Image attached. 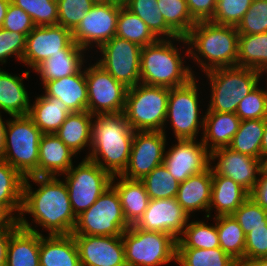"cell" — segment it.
<instances>
[{"mask_svg": "<svg viewBox=\"0 0 267 266\" xmlns=\"http://www.w3.org/2000/svg\"><path fill=\"white\" fill-rule=\"evenodd\" d=\"M18 223L8 243L6 266H40V232L24 216H19Z\"/></svg>", "mask_w": 267, "mask_h": 266, "instance_id": "obj_21", "label": "cell"}, {"mask_svg": "<svg viewBox=\"0 0 267 266\" xmlns=\"http://www.w3.org/2000/svg\"><path fill=\"white\" fill-rule=\"evenodd\" d=\"M14 231L15 230L0 231V266H6L7 247Z\"/></svg>", "mask_w": 267, "mask_h": 266, "instance_id": "obj_55", "label": "cell"}, {"mask_svg": "<svg viewBox=\"0 0 267 266\" xmlns=\"http://www.w3.org/2000/svg\"><path fill=\"white\" fill-rule=\"evenodd\" d=\"M116 36L134 42L141 47L152 44L158 40L145 22L128 10L124 5H122L119 10Z\"/></svg>", "mask_w": 267, "mask_h": 266, "instance_id": "obj_38", "label": "cell"}, {"mask_svg": "<svg viewBox=\"0 0 267 266\" xmlns=\"http://www.w3.org/2000/svg\"><path fill=\"white\" fill-rule=\"evenodd\" d=\"M232 216L246 235L252 229L267 226V212L249 197Z\"/></svg>", "mask_w": 267, "mask_h": 266, "instance_id": "obj_47", "label": "cell"}, {"mask_svg": "<svg viewBox=\"0 0 267 266\" xmlns=\"http://www.w3.org/2000/svg\"><path fill=\"white\" fill-rule=\"evenodd\" d=\"M261 257H267V226L252 229L245 235L244 266Z\"/></svg>", "mask_w": 267, "mask_h": 266, "instance_id": "obj_50", "label": "cell"}, {"mask_svg": "<svg viewBox=\"0 0 267 266\" xmlns=\"http://www.w3.org/2000/svg\"><path fill=\"white\" fill-rule=\"evenodd\" d=\"M84 53V48L72 42L62 53H56L40 63L34 71L40 74L42 84L74 75L84 66Z\"/></svg>", "mask_w": 267, "mask_h": 266, "instance_id": "obj_26", "label": "cell"}, {"mask_svg": "<svg viewBox=\"0 0 267 266\" xmlns=\"http://www.w3.org/2000/svg\"><path fill=\"white\" fill-rule=\"evenodd\" d=\"M117 177L120 180L115 182ZM111 186L118 193L127 223L135 225L147 209L150 200L144 183L141 180H131L117 175L112 177Z\"/></svg>", "mask_w": 267, "mask_h": 266, "instance_id": "obj_27", "label": "cell"}, {"mask_svg": "<svg viewBox=\"0 0 267 266\" xmlns=\"http://www.w3.org/2000/svg\"><path fill=\"white\" fill-rule=\"evenodd\" d=\"M220 247L216 223L213 226L202 221H191L176 242V248L212 249Z\"/></svg>", "mask_w": 267, "mask_h": 266, "instance_id": "obj_40", "label": "cell"}, {"mask_svg": "<svg viewBox=\"0 0 267 266\" xmlns=\"http://www.w3.org/2000/svg\"><path fill=\"white\" fill-rule=\"evenodd\" d=\"M32 18L20 7L10 2L2 28L11 32H18L26 36L35 28Z\"/></svg>", "mask_w": 267, "mask_h": 266, "instance_id": "obj_51", "label": "cell"}, {"mask_svg": "<svg viewBox=\"0 0 267 266\" xmlns=\"http://www.w3.org/2000/svg\"><path fill=\"white\" fill-rule=\"evenodd\" d=\"M150 199L175 198L180 183L168 172L164 164L157 166L141 180Z\"/></svg>", "mask_w": 267, "mask_h": 266, "instance_id": "obj_42", "label": "cell"}, {"mask_svg": "<svg viewBox=\"0 0 267 266\" xmlns=\"http://www.w3.org/2000/svg\"><path fill=\"white\" fill-rule=\"evenodd\" d=\"M237 66L267 71V32L239 35Z\"/></svg>", "mask_w": 267, "mask_h": 266, "instance_id": "obj_34", "label": "cell"}, {"mask_svg": "<svg viewBox=\"0 0 267 266\" xmlns=\"http://www.w3.org/2000/svg\"><path fill=\"white\" fill-rule=\"evenodd\" d=\"M70 113L60 99L41 95L31 104L28 116L43 134H55Z\"/></svg>", "mask_w": 267, "mask_h": 266, "instance_id": "obj_31", "label": "cell"}, {"mask_svg": "<svg viewBox=\"0 0 267 266\" xmlns=\"http://www.w3.org/2000/svg\"><path fill=\"white\" fill-rule=\"evenodd\" d=\"M217 159V164L212 165V175L231 178L240 184L249 193L258 181L260 172L265 168V163L258 158L235 152L229 147H221L210 153V164Z\"/></svg>", "mask_w": 267, "mask_h": 266, "instance_id": "obj_17", "label": "cell"}, {"mask_svg": "<svg viewBox=\"0 0 267 266\" xmlns=\"http://www.w3.org/2000/svg\"><path fill=\"white\" fill-rule=\"evenodd\" d=\"M212 193L211 166L202 173L190 176L179 185L176 199L190 216L194 211H204L209 218V206Z\"/></svg>", "mask_w": 267, "mask_h": 266, "instance_id": "obj_23", "label": "cell"}, {"mask_svg": "<svg viewBox=\"0 0 267 266\" xmlns=\"http://www.w3.org/2000/svg\"><path fill=\"white\" fill-rule=\"evenodd\" d=\"M250 197L261 208L267 211V169L264 168L259 175L258 181L250 192Z\"/></svg>", "mask_w": 267, "mask_h": 266, "instance_id": "obj_53", "label": "cell"}, {"mask_svg": "<svg viewBox=\"0 0 267 266\" xmlns=\"http://www.w3.org/2000/svg\"><path fill=\"white\" fill-rule=\"evenodd\" d=\"M203 144L211 153L215 149L228 147L239 129L241 119L236 113L205 112Z\"/></svg>", "mask_w": 267, "mask_h": 266, "instance_id": "obj_29", "label": "cell"}, {"mask_svg": "<svg viewBox=\"0 0 267 266\" xmlns=\"http://www.w3.org/2000/svg\"><path fill=\"white\" fill-rule=\"evenodd\" d=\"M45 96L60 99L72 112L87 111L88 90L85 69L74 75L52 80L42 85Z\"/></svg>", "mask_w": 267, "mask_h": 266, "instance_id": "obj_22", "label": "cell"}, {"mask_svg": "<svg viewBox=\"0 0 267 266\" xmlns=\"http://www.w3.org/2000/svg\"><path fill=\"white\" fill-rule=\"evenodd\" d=\"M175 262L181 266H240L220 247L212 249L176 248Z\"/></svg>", "mask_w": 267, "mask_h": 266, "instance_id": "obj_39", "label": "cell"}, {"mask_svg": "<svg viewBox=\"0 0 267 266\" xmlns=\"http://www.w3.org/2000/svg\"><path fill=\"white\" fill-rule=\"evenodd\" d=\"M42 132L29 116L7 120L3 161L24 178L39 176V142Z\"/></svg>", "mask_w": 267, "mask_h": 266, "instance_id": "obj_7", "label": "cell"}, {"mask_svg": "<svg viewBox=\"0 0 267 266\" xmlns=\"http://www.w3.org/2000/svg\"><path fill=\"white\" fill-rule=\"evenodd\" d=\"M129 227L118 193L110 186L92 206L77 216L72 234L122 236Z\"/></svg>", "mask_w": 267, "mask_h": 266, "instance_id": "obj_9", "label": "cell"}, {"mask_svg": "<svg viewBox=\"0 0 267 266\" xmlns=\"http://www.w3.org/2000/svg\"><path fill=\"white\" fill-rule=\"evenodd\" d=\"M252 2L253 0H217L216 10L210 21L236 27Z\"/></svg>", "mask_w": 267, "mask_h": 266, "instance_id": "obj_45", "label": "cell"}, {"mask_svg": "<svg viewBox=\"0 0 267 266\" xmlns=\"http://www.w3.org/2000/svg\"><path fill=\"white\" fill-rule=\"evenodd\" d=\"M122 5L117 2L94 4L72 31L73 42L87 51L88 48H93L91 47L93 44L99 48L115 37L117 19Z\"/></svg>", "mask_w": 267, "mask_h": 266, "instance_id": "obj_14", "label": "cell"}, {"mask_svg": "<svg viewBox=\"0 0 267 266\" xmlns=\"http://www.w3.org/2000/svg\"><path fill=\"white\" fill-rule=\"evenodd\" d=\"M24 180L8 162L0 161V205L15 213L14 216L18 214V218L22 209Z\"/></svg>", "mask_w": 267, "mask_h": 266, "instance_id": "obj_35", "label": "cell"}, {"mask_svg": "<svg viewBox=\"0 0 267 266\" xmlns=\"http://www.w3.org/2000/svg\"><path fill=\"white\" fill-rule=\"evenodd\" d=\"M87 111L94 115L122 113L128 88L97 63L85 68Z\"/></svg>", "mask_w": 267, "mask_h": 266, "instance_id": "obj_12", "label": "cell"}, {"mask_svg": "<svg viewBox=\"0 0 267 266\" xmlns=\"http://www.w3.org/2000/svg\"><path fill=\"white\" fill-rule=\"evenodd\" d=\"M250 193L231 178L212 175V193L210 211L216 210L215 216L232 215L248 198Z\"/></svg>", "mask_w": 267, "mask_h": 266, "instance_id": "obj_30", "label": "cell"}, {"mask_svg": "<svg viewBox=\"0 0 267 266\" xmlns=\"http://www.w3.org/2000/svg\"><path fill=\"white\" fill-rule=\"evenodd\" d=\"M10 2L11 0H0V28L3 25L4 18L6 16V11Z\"/></svg>", "mask_w": 267, "mask_h": 266, "instance_id": "obj_58", "label": "cell"}, {"mask_svg": "<svg viewBox=\"0 0 267 266\" xmlns=\"http://www.w3.org/2000/svg\"><path fill=\"white\" fill-rule=\"evenodd\" d=\"M173 40V41H171ZM188 44L186 37L158 39L142 47L140 55V83L168 88L187 84L196 77L191 67L184 65V56L172 42ZM183 58V59H182Z\"/></svg>", "mask_w": 267, "mask_h": 266, "instance_id": "obj_4", "label": "cell"}, {"mask_svg": "<svg viewBox=\"0 0 267 266\" xmlns=\"http://www.w3.org/2000/svg\"><path fill=\"white\" fill-rule=\"evenodd\" d=\"M31 18L35 26L58 24L57 0H11Z\"/></svg>", "mask_w": 267, "mask_h": 266, "instance_id": "obj_43", "label": "cell"}, {"mask_svg": "<svg viewBox=\"0 0 267 266\" xmlns=\"http://www.w3.org/2000/svg\"><path fill=\"white\" fill-rule=\"evenodd\" d=\"M191 17L196 21H210L215 13L217 0H186Z\"/></svg>", "mask_w": 267, "mask_h": 266, "instance_id": "obj_52", "label": "cell"}, {"mask_svg": "<svg viewBox=\"0 0 267 266\" xmlns=\"http://www.w3.org/2000/svg\"><path fill=\"white\" fill-rule=\"evenodd\" d=\"M245 266H267V257H261L249 261Z\"/></svg>", "mask_w": 267, "mask_h": 266, "instance_id": "obj_59", "label": "cell"}, {"mask_svg": "<svg viewBox=\"0 0 267 266\" xmlns=\"http://www.w3.org/2000/svg\"><path fill=\"white\" fill-rule=\"evenodd\" d=\"M166 24L180 37H186L197 23L190 15L186 0H157Z\"/></svg>", "mask_w": 267, "mask_h": 266, "instance_id": "obj_41", "label": "cell"}, {"mask_svg": "<svg viewBox=\"0 0 267 266\" xmlns=\"http://www.w3.org/2000/svg\"><path fill=\"white\" fill-rule=\"evenodd\" d=\"M65 175L72 211L79 216L92 206L110 186L112 176L87 158L74 165Z\"/></svg>", "mask_w": 267, "mask_h": 266, "instance_id": "obj_10", "label": "cell"}, {"mask_svg": "<svg viewBox=\"0 0 267 266\" xmlns=\"http://www.w3.org/2000/svg\"><path fill=\"white\" fill-rule=\"evenodd\" d=\"M197 79L187 84L170 88L165 125L170 120L176 139H196L204 129V116L200 119ZM200 127V129H199Z\"/></svg>", "mask_w": 267, "mask_h": 266, "instance_id": "obj_11", "label": "cell"}, {"mask_svg": "<svg viewBox=\"0 0 267 266\" xmlns=\"http://www.w3.org/2000/svg\"><path fill=\"white\" fill-rule=\"evenodd\" d=\"M170 88L142 83L128 88L124 115L134 131H163Z\"/></svg>", "mask_w": 267, "mask_h": 266, "instance_id": "obj_6", "label": "cell"}, {"mask_svg": "<svg viewBox=\"0 0 267 266\" xmlns=\"http://www.w3.org/2000/svg\"><path fill=\"white\" fill-rule=\"evenodd\" d=\"M189 218L176 197L150 199L147 209L135 226L144 231L167 233L177 241L190 221Z\"/></svg>", "mask_w": 267, "mask_h": 266, "instance_id": "obj_18", "label": "cell"}, {"mask_svg": "<svg viewBox=\"0 0 267 266\" xmlns=\"http://www.w3.org/2000/svg\"><path fill=\"white\" fill-rule=\"evenodd\" d=\"M265 119L243 120L229 148L235 152L261 159V142Z\"/></svg>", "mask_w": 267, "mask_h": 266, "instance_id": "obj_36", "label": "cell"}, {"mask_svg": "<svg viewBox=\"0 0 267 266\" xmlns=\"http://www.w3.org/2000/svg\"><path fill=\"white\" fill-rule=\"evenodd\" d=\"M38 185L32 190L29 182ZM33 216L36 226H42L48 235L72 234L77 217L72 211L69 193L64 181L57 176H30L23 185V202L20 216Z\"/></svg>", "mask_w": 267, "mask_h": 266, "instance_id": "obj_1", "label": "cell"}, {"mask_svg": "<svg viewBox=\"0 0 267 266\" xmlns=\"http://www.w3.org/2000/svg\"><path fill=\"white\" fill-rule=\"evenodd\" d=\"M93 5L91 0H57L58 25L73 31Z\"/></svg>", "mask_w": 267, "mask_h": 266, "instance_id": "obj_46", "label": "cell"}, {"mask_svg": "<svg viewBox=\"0 0 267 266\" xmlns=\"http://www.w3.org/2000/svg\"><path fill=\"white\" fill-rule=\"evenodd\" d=\"M93 4H107L108 2H113L112 0H91Z\"/></svg>", "mask_w": 267, "mask_h": 266, "instance_id": "obj_60", "label": "cell"}, {"mask_svg": "<svg viewBox=\"0 0 267 266\" xmlns=\"http://www.w3.org/2000/svg\"><path fill=\"white\" fill-rule=\"evenodd\" d=\"M27 36L0 28V63H6L12 55L22 62L26 49Z\"/></svg>", "mask_w": 267, "mask_h": 266, "instance_id": "obj_49", "label": "cell"}, {"mask_svg": "<svg viewBox=\"0 0 267 266\" xmlns=\"http://www.w3.org/2000/svg\"><path fill=\"white\" fill-rule=\"evenodd\" d=\"M18 227V216H13L5 206L0 205V231L16 230Z\"/></svg>", "mask_w": 267, "mask_h": 266, "instance_id": "obj_54", "label": "cell"}, {"mask_svg": "<svg viewBox=\"0 0 267 266\" xmlns=\"http://www.w3.org/2000/svg\"><path fill=\"white\" fill-rule=\"evenodd\" d=\"M236 115L243 120L267 118V94L259 85L239 102Z\"/></svg>", "mask_w": 267, "mask_h": 266, "instance_id": "obj_48", "label": "cell"}, {"mask_svg": "<svg viewBox=\"0 0 267 266\" xmlns=\"http://www.w3.org/2000/svg\"><path fill=\"white\" fill-rule=\"evenodd\" d=\"M261 160L267 162V118L265 119L264 134L261 142Z\"/></svg>", "mask_w": 267, "mask_h": 266, "instance_id": "obj_57", "label": "cell"}, {"mask_svg": "<svg viewBox=\"0 0 267 266\" xmlns=\"http://www.w3.org/2000/svg\"><path fill=\"white\" fill-rule=\"evenodd\" d=\"M113 2L124 4L127 0H112Z\"/></svg>", "mask_w": 267, "mask_h": 266, "instance_id": "obj_61", "label": "cell"}, {"mask_svg": "<svg viewBox=\"0 0 267 266\" xmlns=\"http://www.w3.org/2000/svg\"><path fill=\"white\" fill-rule=\"evenodd\" d=\"M211 87L206 112L236 113L239 102L258 85L262 72L240 66L216 68L205 72Z\"/></svg>", "mask_w": 267, "mask_h": 266, "instance_id": "obj_5", "label": "cell"}, {"mask_svg": "<svg viewBox=\"0 0 267 266\" xmlns=\"http://www.w3.org/2000/svg\"><path fill=\"white\" fill-rule=\"evenodd\" d=\"M94 116L88 111L68 114L64 123L56 131L60 140L74 153L78 154L92 143V122Z\"/></svg>", "mask_w": 267, "mask_h": 266, "instance_id": "obj_32", "label": "cell"}, {"mask_svg": "<svg viewBox=\"0 0 267 266\" xmlns=\"http://www.w3.org/2000/svg\"><path fill=\"white\" fill-rule=\"evenodd\" d=\"M186 40V55H191L203 72L237 66L239 33L235 26L198 21Z\"/></svg>", "mask_w": 267, "mask_h": 266, "instance_id": "obj_3", "label": "cell"}, {"mask_svg": "<svg viewBox=\"0 0 267 266\" xmlns=\"http://www.w3.org/2000/svg\"><path fill=\"white\" fill-rule=\"evenodd\" d=\"M126 266H162L176 261V240L167 233L144 231L135 225L122 234Z\"/></svg>", "mask_w": 267, "mask_h": 266, "instance_id": "obj_8", "label": "cell"}, {"mask_svg": "<svg viewBox=\"0 0 267 266\" xmlns=\"http://www.w3.org/2000/svg\"><path fill=\"white\" fill-rule=\"evenodd\" d=\"M76 156L55 134H42L39 142V176H60L73 166Z\"/></svg>", "mask_w": 267, "mask_h": 266, "instance_id": "obj_24", "label": "cell"}, {"mask_svg": "<svg viewBox=\"0 0 267 266\" xmlns=\"http://www.w3.org/2000/svg\"><path fill=\"white\" fill-rule=\"evenodd\" d=\"M98 49L103 57L96 63L114 79L127 88L140 83V45L115 36Z\"/></svg>", "mask_w": 267, "mask_h": 266, "instance_id": "obj_13", "label": "cell"}, {"mask_svg": "<svg viewBox=\"0 0 267 266\" xmlns=\"http://www.w3.org/2000/svg\"><path fill=\"white\" fill-rule=\"evenodd\" d=\"M94 118L92 151L85 158L98 164L112 177L121 175L129 161L135 131L123 112L94 115Z\"/></svg>", "mask_w": 267, "mask_h": 266, "instance_id": "obj_2", "label": "cell"}, {"mask_svg": "<svg viewBox=\"0 0 267 266\" xmlns=\"http://www.w3.org/2000/svg\"><path fill=\"white\" fill-rule=\"evenodd\" d=\"M236 28L239 35L267 32V0H253Z\"/></svg>", "mask_w": 267, "mask_h": 266, "instance_id": "obj_44", "label": "cell"}, {"mask_svg": "<svg viewBox=\"0 0 267 266\" xmlns=\"http://www.w3.org/2000/svg\"><path fill=\"white\" fill-rule=\"evenodd\" d=\"M73 236L81 266H126L122 236Z\"/></svg>", "mask_w": 267, "mask_h": 266, "instance_id": "obj_20", "label": "cell"}, {"mask_svg": "<svg viewBox=\"0 0 267 266\" xmlns=\"http://www.w3.org/2000/svg\"><path fill=\"white\" fill-rule=\"evenodd\" d=\"M164 166L179 183L210 167V152L202 139H177V144L165 152Z\"/></svg>", "mask_w": 267, "mask_h": 266, "instance_id": "obj_16", "label": "cell"}, {"mask_svg": "<svg viewBox=\"0 0 267 266\" xmlns=\"http://www.w3.org/2000/svg\"><path fill=\"white\" fill-rule=\"evenodd\" d=\"M220 248L244 266L245 234L232 215L215 216Z\"/></svg>", "mask_w": 267, "mask_h": 266, "instance_id": "obj_33", "label": "cell"}, {"mask_svg": "<svg viewBox=\"0 0 267 266\" xmlns=\"http://www.w3.org/2000/svg\"><path fill=\"white\" fill-rule=\"evenodd\" d=\"M40 266H81L73 234L49 235L40 233Z\"/></svg>", "mask_w": 267, "mask_h": 266, "instance_id": "obj_25", "label": "cell"}, {"mask_svg": "<svg viewBox=\"0 0 267 266\" xmlns=\"http://www.w3.org/2000/svg\"><path fill=\"white\" fill-rule=\"evenodd\" d=\"M166 140L163 131H135L129 161L121 176L142 180L163 164Z\"/></svg>", "mask_w": 267, "mask_h": 266, "instance_id": "obj_15", "label": "cell"}, {"mask_svg": "<svg viewBox=\"0 0 267 266\" xmlns=\"http://www.w3.org/2000/svg\"><path fill=\"white\" fill-rule=\"evenodd\" d=\"M72 42V31L61 25L36 26L27 35L22 63L34 70L50 56L62 53Z\"/></svg>", "mask_w": 267, "mask_h": 266, "instance_id": "obj_19", "label": "cell"}, {"mask_svg": "<svg viewBox=\"0 0 267 266\" xmlns=\"http://www.w3.org/2000/svg\"><path fill=\"white\" fill-rule=\"evenodd\" d=\"M7 121L4 123L0 112V161H3Z\"/></svg>", "mask_w": 267, "mask_h": 266, "instance_id": "obj_56", "label": "cell"}, {"mask_svg": "<svg viewBox=\"0 0 267 266\" xmlns=\"http://www.w3.org/2000/svg\"><path fill=\"white\" fill-rule=\"evenodd\" d=\"M29 73L27 70L23 76H13L0 68V110L11 117L29 115L31 105L23 84V78L28 79Z\"/></svg>", "mask_w": 267, "mask_h": 266, "instance_id": "obj_28", "label": "cell"}, {"mask_svg": "<svg viewBox=\"0 0 267 266\" xmlns=\"http://www.w3.org/2000/svg\"><path fill=\"white\" fill-rule=\"evenodd\" d=\"M157 0H127L123 5L140 17L152 33L160 39L179 37L165 22Z\"/></svg>", "mask_w": 267, "mask_h": 266, "instance_id": "obj_37", "label": "cell"}]
</instances>
